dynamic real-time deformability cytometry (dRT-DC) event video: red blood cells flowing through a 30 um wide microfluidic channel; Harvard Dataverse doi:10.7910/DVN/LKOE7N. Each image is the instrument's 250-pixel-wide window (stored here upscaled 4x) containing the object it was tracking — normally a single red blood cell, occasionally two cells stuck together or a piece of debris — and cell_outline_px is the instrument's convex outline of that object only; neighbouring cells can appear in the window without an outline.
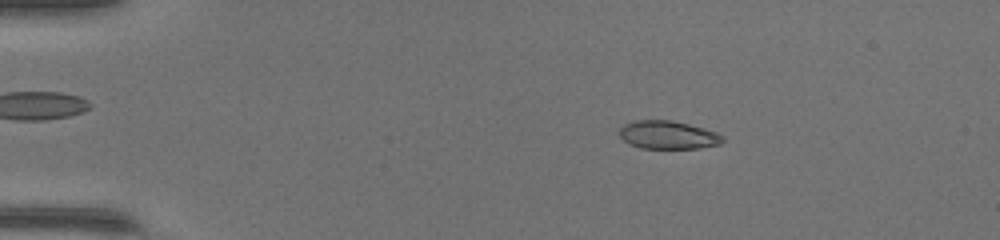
{"species": "common noctule bat (a hibernating species)", "species_latin": "Nyctalus noctula", "temperature_condition": "warm", "stored_images_in_passage": 50, "camera_frame_rate_fps": 3000, "um_per_image_px": 0.085, "animal": {"sex": "female", "body_mass_g": 17.0, "forearm_length_mm": 48.0}, "frame": {"image": 1, "passage_image": 10, "time_ms": 3.0, "image_size_px": [1000, 240], "cell_outline_px": [[724, 140], [720, 144], [700, 148], [640, 148], [624, 140], [620, 136], [620, 128], [624, 124], [636, 120], [672, 120], [704, 128], [716, 132], [724, 136]], "centroid_in_image_um": [56.81, 11.46], "position_along_channel_um": 28.2, "area_um2": 16.88}}
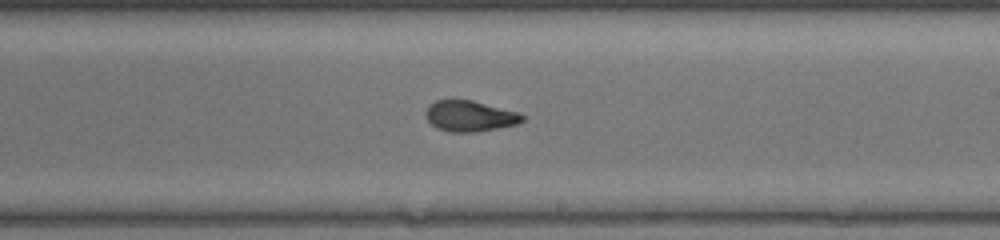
{"frame": {"image": 2, "passage_image": 31, "time_ms": 10.0, "image_size_px": [1000, 240], "cell_outline_px": [[524, 120], [516, 124], [476, 132], [448, 132], [436, 128], [428, 120], [424, 112], [436, 100], [472, 100], [520, 112], [524, 116]], "centroid_in_image_um": [39.95, 9.87], "position_along_channel_um": 249.1, "area_um2": 17.28}}
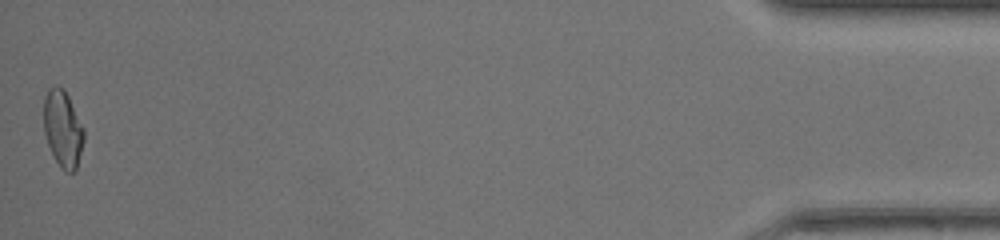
{"frame": {"image": 3, "passage_image": 50, "time_ms": 16.333, "image_size_px": [1000, 240], "cell_outline_px": [[84, 140], [76, 168], [72, 172], [64, 172], [60, 168], [48, 144], [44, 132], [44, 96], [48, 88], [64, 88], [84, 128]], "centroid_in_image_um": [5.34, 10.96], "position_along_channel_um": 429.9, "area_um2": 17.74}, "authors_computed_cell_mechanics": {"area_um2": 17.6868, "velocity_mm_per_s": 4.3015, "shape_relaxation_time_tau1_ms": 6.5702, "shape_relaxation_time_tau2_ms": 1.0163, "deformation_change_tau1": 0.2656, "deformation_change_tau2": 0.0767}}